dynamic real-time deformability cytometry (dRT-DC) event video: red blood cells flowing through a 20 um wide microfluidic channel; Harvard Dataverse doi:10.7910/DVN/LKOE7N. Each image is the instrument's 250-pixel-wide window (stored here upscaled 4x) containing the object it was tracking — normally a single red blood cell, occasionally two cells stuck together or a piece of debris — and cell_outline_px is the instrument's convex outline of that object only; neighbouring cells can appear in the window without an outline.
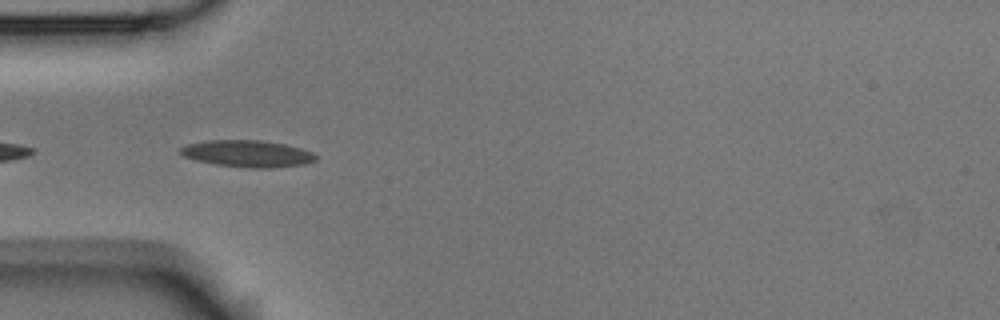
{"species": "Egyptian fruit bat (a non-hibernating species)", "species_latin": "Rousettus aegyptiacus", "temperature_condition": "room temperature", "stored_images_in_passage": 5, "camera_frame_rate_fps": 3000, "um_per_image_px": 0.085, "animal": {"sex": "male"}, "frame": {"image": 1, "passage_image": 2, "time_ms": 0.333, "image_size_px": [1000, 320], "cell_outline_px": [[316, 160], [304, 164], [268, 168], [248, 168], [216, 164], [196, 160], [184, 156], [180, 152], [180, 148], [188, 144], [208, 140], [264, 140], [284, 144], [300, 148], [312, 152], [316, 156]], "centroid_in_image_um": [21.04, 13.05], "position_along_channel_um": 64.0, "area_um2": 20.98}}